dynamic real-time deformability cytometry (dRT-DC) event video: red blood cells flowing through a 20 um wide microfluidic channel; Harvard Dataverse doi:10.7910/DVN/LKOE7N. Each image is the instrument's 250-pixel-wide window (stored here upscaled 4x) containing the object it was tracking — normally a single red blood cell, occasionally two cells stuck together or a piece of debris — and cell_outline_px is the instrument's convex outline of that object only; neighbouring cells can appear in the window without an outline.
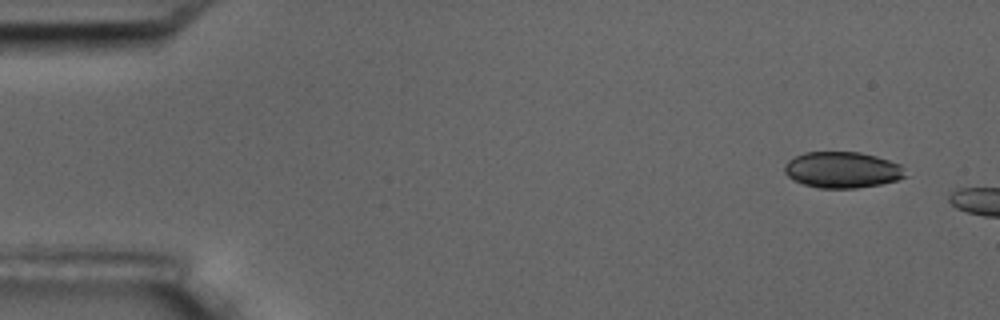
{"species": "common noctule bat (a hibernating species)", "species_latin": "Nyctalus noctula", "temperature_condition": "room temperature", "stored_images_in_passage": 3, "camera_frame_rate_fps": 3000, "um_per_image_px": 0.085, "animal": {"sex": "male", "body_mass_g": 17.5, "forearm_length_mm": 52.3}, "frame": {"image": 1, "passage_image": 1, "time_ms": 0.0, "image_size_px": [1000, 320], "cell_outline_px": [[908, 176], [896, 180], [880, 184], [856, 188], [820, 188], [804, 184], [792, 180], [784, 172], [784, 164], [788, 160], [804, 152], [860, 152], [876, 156], [900, 164], [904, 168]], "centroid_in_image_um": [71.59, 14.44], "position_along_channel_um": 13.4, "area_um2": 25.55}}